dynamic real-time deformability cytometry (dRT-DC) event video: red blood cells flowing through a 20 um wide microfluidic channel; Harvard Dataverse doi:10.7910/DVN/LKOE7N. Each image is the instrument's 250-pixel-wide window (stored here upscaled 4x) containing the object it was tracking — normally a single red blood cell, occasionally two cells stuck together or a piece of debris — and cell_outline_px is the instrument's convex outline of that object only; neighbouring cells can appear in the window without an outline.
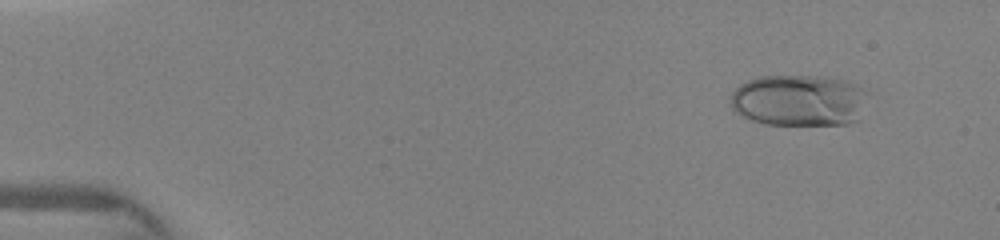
{"species": "human", "species_latin": "Homo sapiens", "temperature_condition": "warm", "stored_images_in_passage": 14, "camera_frame_rate_fps": 3000, "um_per_image_px": 0.085, "donor": {"sex": "female"}, "frame": {"image": 1, "passage_image": 1, "time_ms": 0.0, "image_size_px": [1000, 240], "cell_outline_px": [[868, 92], [860, 120], [848, 124], [764, 124], [740, 116], [732, 108], [732, 92], [740, 84], [748, 80], [760, 76], [820, 76], [844, 80], [856, 84]], "centroid_in_image_um": [67.94, 8.53], "position_along_channel_um": 17.1, "area_um2": 41.44}}
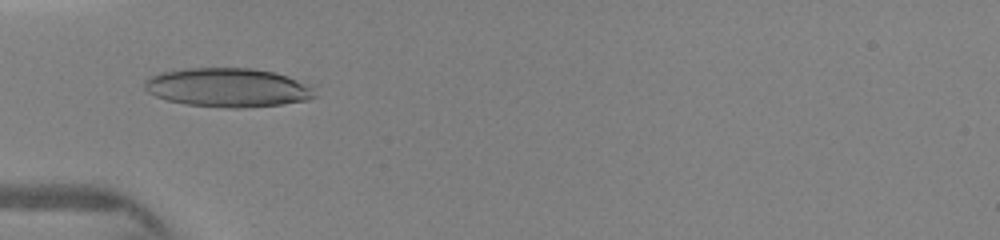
{"frame": {"image": 2, "passage_image": 10, "time_ms": 3.667, "image_size_px": [1000, 240], "cell_outline_px": [[320, 96], [308, 100], [280, 104], [244, 108], [228, 108], [184, 104], [168, 100], [156, 96], [148, 92], [144, 88], [144, 84], [148, 76], [160, 72], [184, 68], [252, 68], [272, 72], [288, 76], [308, 84]], "centroid_in_image_um": [19.37, 7.44], "position_along_channel_um": 65.6, "area_um2": 38.9}}
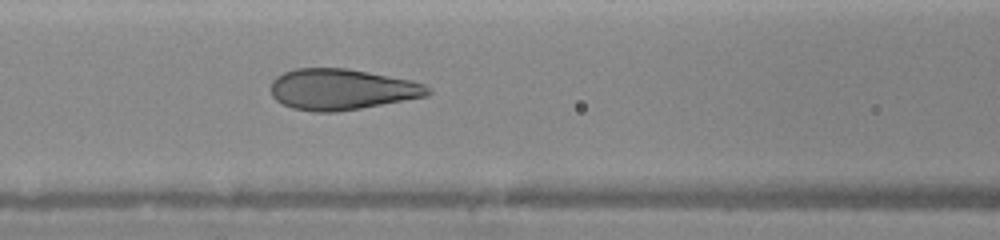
{"frame": {"image": 3, "passage_image": 14, "time_ms": 5.333, "image_size_px": [1000, 240], "cell_outline_px": [[432, 92], [428, 96], [360, 108], [336, 112], [316, 112], [292, 108], [276, 100], [272, 96], [272, 80], [276, 76], [284, 72], [296, 68], [344, 68], [368, 72], [412, 80], [424, 84]], "centroid_in_image_um": [29.04, 7.59], "position_along_channel_um": 137.6, "area_um2": 37.34}}